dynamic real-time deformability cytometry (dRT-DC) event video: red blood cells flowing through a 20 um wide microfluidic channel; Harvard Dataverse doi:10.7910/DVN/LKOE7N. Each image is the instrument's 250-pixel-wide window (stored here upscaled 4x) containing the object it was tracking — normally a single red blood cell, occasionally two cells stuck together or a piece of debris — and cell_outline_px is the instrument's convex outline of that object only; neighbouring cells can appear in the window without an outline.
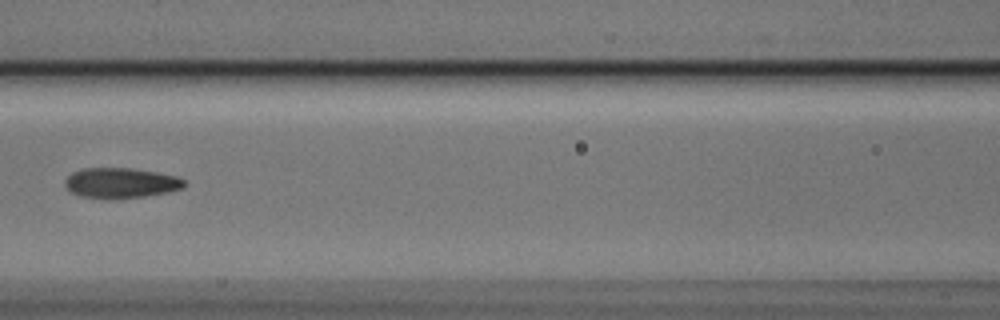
{"species": "Egyptian fruit bat (a non-hibernating species)", "species_latin": "Rousettus aegyptiacus", "temperature_condition": "cold", "stored_images_in_passage": 8, "camera_frame_rate_fps": 3000, "um_per_image_px": 0.085, "animal": {"sex": "male"}, "frame": {"image": 1, "passage_image": 7, "time_ms": 2.0, "image_size_px": [1000, 320], "cell_outline_px": [[184, 188], [168, 192], [144, 196], [112, 200], [80, 196], [72, 192], [64, 184], [64, 180], [72, 172], [84, 168], [132, 168], [156, 172], [176, 176], [184, 180]], "centroid_in_image_um": [10.25, 15.56], "position_along_channel_um": 156.3, "area_um2": 21.15}}
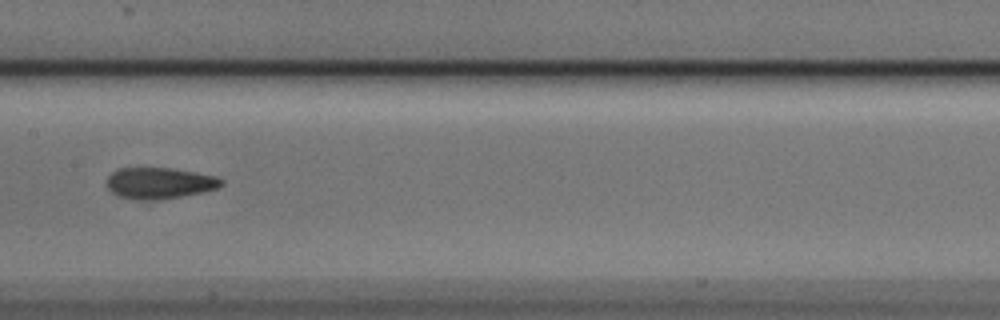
{"frame": {"image": 2, "passage_image": 8, "time_ms": 2.333, "image_size_px": [1000, 320], "cell_outline_px": [[224, 184], [216, 188], [204, 192], [164, 200], [132, 200], [116, 196], [108, 188], [108, 176], [116, 168], [168, 168], [196, 172], [216, 176], [224, 180]], "centroid_in_image_um": [13.56, 15.58], "position_along_channel_um": 193.8, "area_um2": 21.21}}